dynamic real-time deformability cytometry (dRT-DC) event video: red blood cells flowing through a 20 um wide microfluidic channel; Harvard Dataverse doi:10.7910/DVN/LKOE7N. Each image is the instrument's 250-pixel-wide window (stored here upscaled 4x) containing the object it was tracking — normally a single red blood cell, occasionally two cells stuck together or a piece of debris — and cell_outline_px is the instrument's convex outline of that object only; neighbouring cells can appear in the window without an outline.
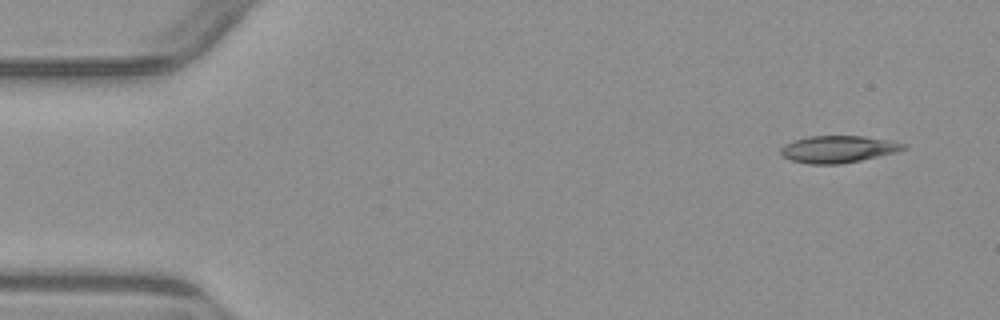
{"species": "common noctule bat (a hibernating species)", "species_latin": "Nyctalus noctula", "temperature_condition": "warm", "stored_images_in_passage": 4, "camera_frame_rate_fps": 3000, "um_per_image_px": 0.085, "animal": {"sex": "male", "body_mass_g": 23.1, "forearm_length_mm": 52.7}, "frame": {"image": 1, "passage_image": 1, "time_ms": 0.0, "image_size_px": [1000, 320], "cell_outline_px": [[908, 148], [896, 152], [860, 160], [840, 164], [808, 164], [792, 160], [784, 156], [780, 152], [780, 148], [784, 144], [792, 140], [808, 136], [864, 136], [888, 140], [908, 144]], "centroid_in_image_um": [71.24, 12.67], "position_along_channel_um": 13.8, "area_um2": 19.36}}
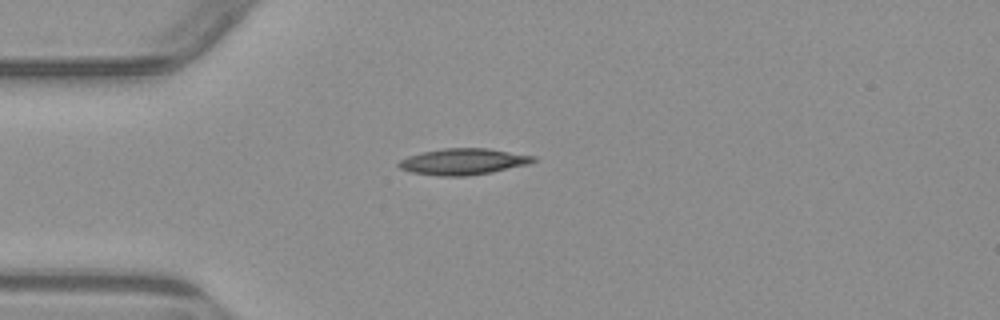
{"frame": {"image": 2, "passage_image": 3, "time_ms": 3.333, "image_size_px": [1000, 320], "cell_outline_px": [[540, 160], [528, 164], [492, 172], [468, 176], [440, 176], [412, 172], [400, 168], [396, 164], [400, 160], [408, 156], [420, 152], [444, 148], [488, 148], [536, 156]], "centroid_in_image_um": [39.4, 13.73], "position_along_channel_um": 45.6, "area_um2": 20.75}}